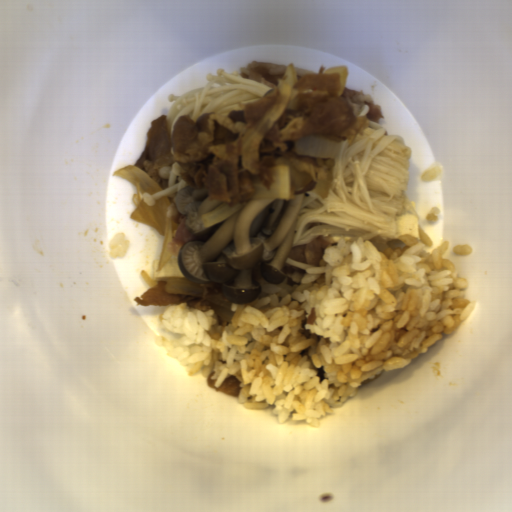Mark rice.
Here are the masks:
<instances>
[{
    "mask_svg": "<svg viewBox=\"0 0 512 512\" xmlns=\"http://www.w3.org/2000/svg\"><path fill=\"white\" fill-rule=\"evenodd\" d=\"M125 232H118L111 238L110 242V257L123 258L128 249L130 248L131 242L126 238Z\"/></svg>",
    "mask_w": 512,
    "mask_h": 512,
    "instance_id": "obj_2",
    "label": "rice"
},
{
    "mask_svg": "<svg viewBox=\"0 0 512 512\" xmlns=\"http://www.w3.org/2000/svg\"><path fill=\"white\" fill-rule=\"evenodd\" d=\"M418 229L420 240L396 237L403 251L380 250L362 238L348 244L338 235L336 246L323 250L321 266L306 268L290 294L231 303V323L214 308L169 304L160 326L185 336H153L154 343L189 377L213 373L217 389L237 379L245 409L274 404L277 425L290 416L318 430L331 408L384 370L404 369L475 309L476 300L461 298L467 279L442 258L449 242L426 251L433 240Z\"/></svg>",
    "mask_w": 512,
    "mask_h": 512,
    "instance_id": "obj_1",
    "label": "rice"
}]
</instances>
